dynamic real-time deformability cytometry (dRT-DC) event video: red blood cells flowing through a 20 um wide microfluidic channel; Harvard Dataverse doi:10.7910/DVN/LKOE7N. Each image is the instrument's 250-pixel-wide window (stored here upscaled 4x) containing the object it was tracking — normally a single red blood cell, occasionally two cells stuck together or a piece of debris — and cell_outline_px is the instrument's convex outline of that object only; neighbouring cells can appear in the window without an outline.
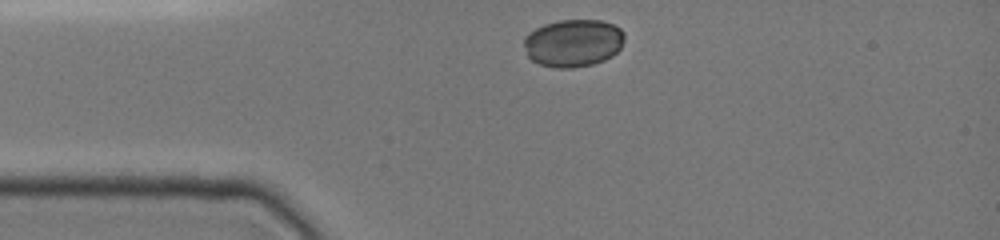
{"species": "common noctule bat (a hibernating species)", "species_latin": "Nyctalus noctula", "temperature_condition": "cold", "stored_images_in_passage": 2, "camera_frame_rate_fps": 3000, "um_per_image_px": 0.085, "animal": {"sex": "female", "body_mass_g": 19.0, "forearm_length_mm": 51.5}, "frame": {"image": 1, "passage_image": 1, "time_ms": 0.0, "image_size_px": [1000, 240], "cell_outline_px": [[624, 40], [620, 48], [612, 56], [604, 60], [592, 64], [572, 68], [556, 68], [540, 64], [532, 60], [528, 56], [524, 44], [524, 36], [528, 32], [544, 24], [560, 20], [600, 20], [612, 24], [620, 28], [624, 32]], "centroid_in_image_um": [48.72, 3.65], "position_along_channel_um": 36.3, "area_um2": 27.92}}